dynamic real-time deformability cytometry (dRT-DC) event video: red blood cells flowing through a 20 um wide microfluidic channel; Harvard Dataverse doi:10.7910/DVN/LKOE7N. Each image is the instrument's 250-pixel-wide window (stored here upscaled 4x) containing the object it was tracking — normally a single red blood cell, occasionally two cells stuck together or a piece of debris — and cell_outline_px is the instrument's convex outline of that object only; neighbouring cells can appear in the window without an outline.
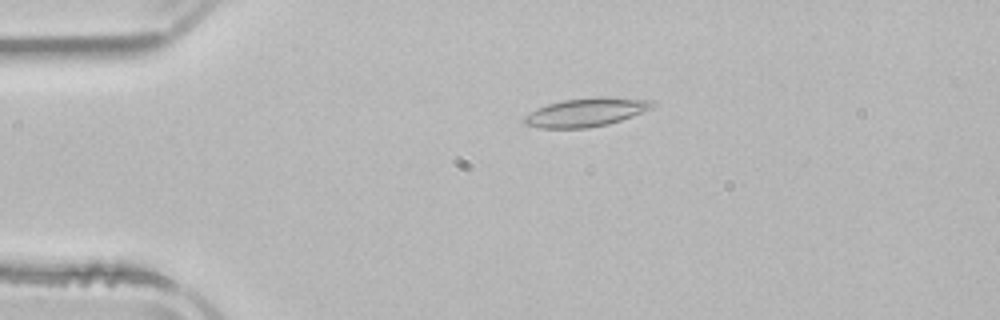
{"species": "common noctule bat (a hibernating species)", "species_latin": "Nyctalus noctula", "temperature_condition": "room temperature", "stored_images_in_passage": 43, "camera_frame_rate_fps": 3000, "um_per_image_px": 0.085, "animal": {"sex": "male", "body_mass_g": 21.5, "forearm_length_mm": 52.0}, "frame": {"image": 1, "passage_image": 2, "time_ms": 0.333, "image_size_px": [1000, 320], "cell_outline_px": [[656, 104], [652, 108], [632, 116], [608, 124], [588, 128], [540, 128], [524, 124], [524, 116], [536, 108], [548, 104], [564, 100], [600, 96], [652, 100]], "centroid_in_image_um": [49.81, 9.54], "position_along_channel_um": 35.2, "area_um2": 21.27}}
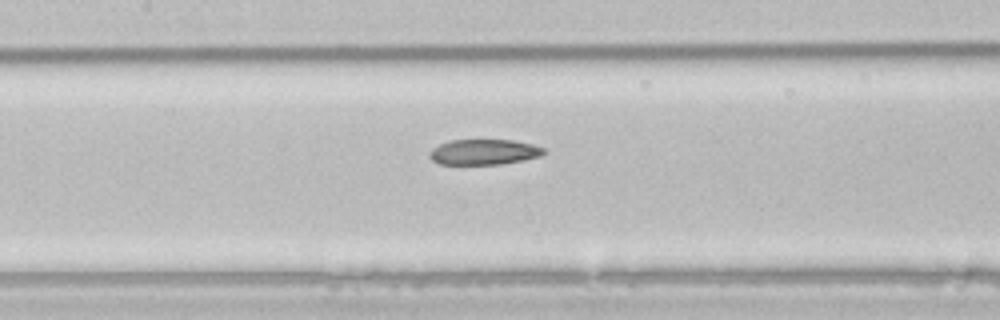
{"frame": {"image": 2, "passage_image": 15, "time_ms": 4.667, "image_size_px": [1000, 320], "cell_outline_px": [[548, 152], [540, 156], [500, 164], [440, 164], [432, 160], [428, 156], [428, 152], [432, 148], [440, 144], [452, 140], [512, 140], [532, 144], [544, 148]], "centroid_in_image_um": [41.12, 12.92], "position_along_channel_um": 166.3, "area_um2": 16.88}}
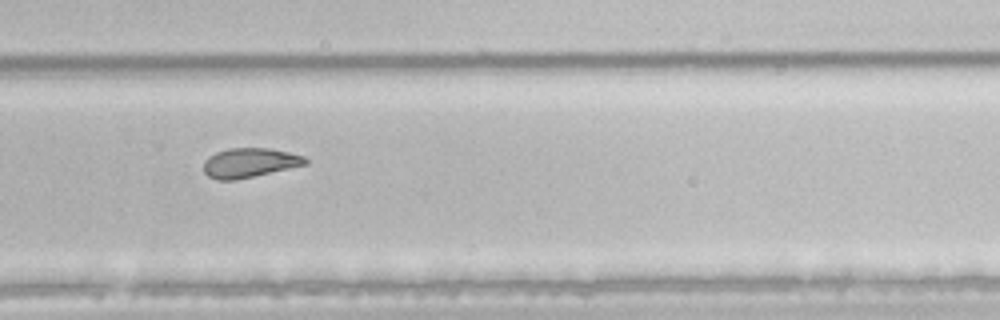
{"frame": {"image": 3, "passage_image": 26, "time_ms": 8.333, "image_size_px": [1000, 320], "cell_outline_px": [[308, 164], [236, 180], [216, 180], [208, 176], [204, 172], [204, 160], [208, 156], [216, 152], [228, 148], [272, 148], [304, 156], [308, 160]], "centroid_in_image_um": [21.2, 13.83], "position_along_channel_um": 308.6, "area_um2": 17.57}, "authors_computed_cell_mechanics": {"area_um2": 19.1318, "velocity_mm_per_s": 3.9006, "shape_relaxation_time_tau1_ms": null, "shape_relaxation_time_tau2_ms": 5.9019, "deformation_change_tau1": null, "deformation_change_tau2": 0.141}}